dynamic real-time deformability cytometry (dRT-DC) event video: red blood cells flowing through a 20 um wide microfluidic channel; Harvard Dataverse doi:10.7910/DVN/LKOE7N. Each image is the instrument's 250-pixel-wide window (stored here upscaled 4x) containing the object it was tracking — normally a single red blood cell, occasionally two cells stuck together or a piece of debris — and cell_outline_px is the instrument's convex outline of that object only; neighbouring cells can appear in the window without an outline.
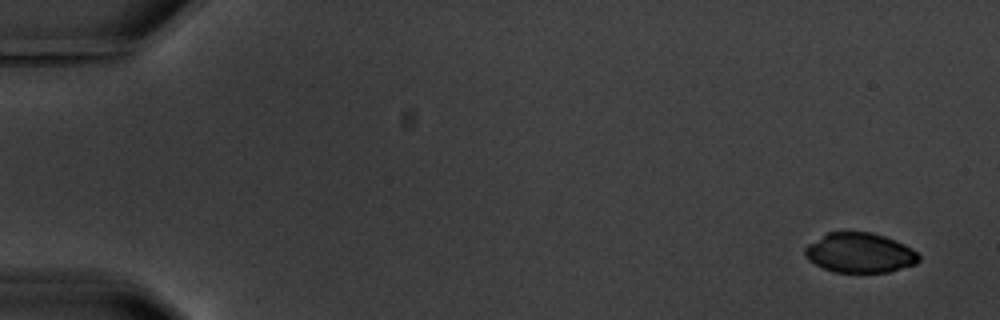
{"species": "common noctule bat (a hibernating species)", "species_latin": "Nyctalus noctula", "temperature_condition": "warm", "stored_images_in_passage": 4, "camera_frame_rate_fps": 3000, "um_per_image_px": 0.085, "animal": {"sex": "male", "body_mass_g": 20.1, "forearm_length_mm": 53.5}, "frame": {"image": 1, "passage_image": 1, "time_ms": 0.0, "image_size_px": [1000, 320], "cell_outline_px": [[920, 260], [916, 264], [888, 272], [836, 272], [824, 268], [808, 260], [804, 256], [804, 248], [808, 244], [828, 232], [872, 232], [884, 236], [904, 244], [912, 248], [920, 256]], "centroid_in_image_um": [73.08, 21.49], "position_along_channel_um": 11.9, "area_um2": 26.36}}